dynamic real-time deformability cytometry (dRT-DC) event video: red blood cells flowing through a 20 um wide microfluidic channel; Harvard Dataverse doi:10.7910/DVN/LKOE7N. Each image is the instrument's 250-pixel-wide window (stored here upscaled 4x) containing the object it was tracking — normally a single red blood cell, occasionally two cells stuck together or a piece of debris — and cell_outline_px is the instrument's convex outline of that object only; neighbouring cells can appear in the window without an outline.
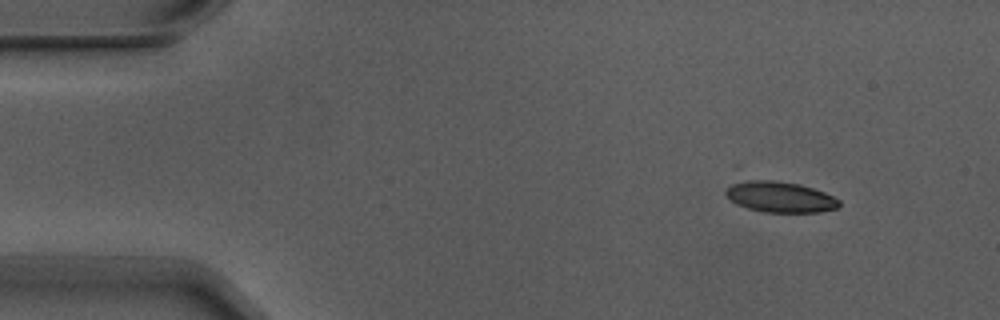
{"species": "Egyptian fruit bat (a non-hibernating species)", "species_latin": "Rousettus aegyptiacus", "temperature_condition": "warm", "stored_images_in_passage": 5, "camera_frame_rate_fps": 3000, "um_per_image_px": 0.085, "animal": {"sex": "male"}, "frame": {"image": 1, "passage_image": 2, "time_ms": 0.333, "image_size_px": [1000, 320], "cell_outline_px": [[840, 204], [836, 208], [820, 212], [764, 212], [748, 208], [736, 204], [724, 192], [732, 184], [740, 180], [772, 180], [800, 184], [824, 192], [840, 200]], "centroid_in_image_um": [66.3, 16.73], "position_along_channel_um": 18.7, "area_um2": 20.23}}
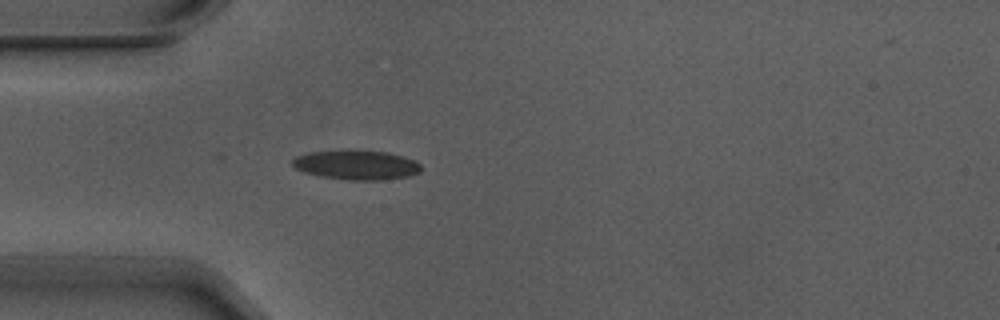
{"frame": {"image": 2, "passage_image": 4, "time_ms": 1.0, "image_size_px": [1000, 320], "cell_outline_px": [[420, 172], [408, 176], [380, 180], [348, 180], [320, 176], [304, 172], [296, 168], [292, 164], [292, 160], [296, 156], [308, 152], [344, 148], [352, 148], [388, 152], [416, 160], [420, 164]], "centroid_in_image_um": [30.27, 13.98], "position_along_channel_um": 54.7, "area_um2": 22.72}}